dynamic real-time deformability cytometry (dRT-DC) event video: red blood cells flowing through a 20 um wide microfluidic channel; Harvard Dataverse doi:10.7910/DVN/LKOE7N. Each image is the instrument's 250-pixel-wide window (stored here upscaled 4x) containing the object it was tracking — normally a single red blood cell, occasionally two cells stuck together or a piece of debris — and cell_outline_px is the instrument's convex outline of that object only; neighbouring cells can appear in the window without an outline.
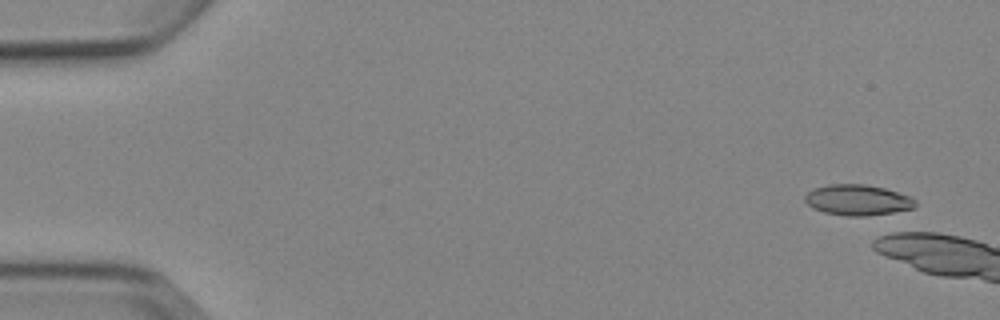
{"species": "Egyptian fruit bat (a non-hibernating species)", "species_latin": "Rousettus aegyptiacus", "temperature_condition": "cold", "stored_images_in_passage": 6, "camera_frame_rate_fps": 3000, "um_per_image_px": 0.085, "animal": {"sex": "female"}, "frame": {"image": 1, "passage_image": 1, "time_ms": 0.0, "image_size_px": [1000, 320], "cell_outline_px": [[916, 204], [912, 208], [892, 212], [868, 216], [844, 216], [824, 212], [812, 208], [804, 200], [804, 196], [812, 188], [828, 184], [864, 184], [884, 188], [912, 196], [916, 200]], "centroid_in_image_um": [72.88, 16.99], "position_along_channel_um": 12.1, "area_um2": 19.88}}